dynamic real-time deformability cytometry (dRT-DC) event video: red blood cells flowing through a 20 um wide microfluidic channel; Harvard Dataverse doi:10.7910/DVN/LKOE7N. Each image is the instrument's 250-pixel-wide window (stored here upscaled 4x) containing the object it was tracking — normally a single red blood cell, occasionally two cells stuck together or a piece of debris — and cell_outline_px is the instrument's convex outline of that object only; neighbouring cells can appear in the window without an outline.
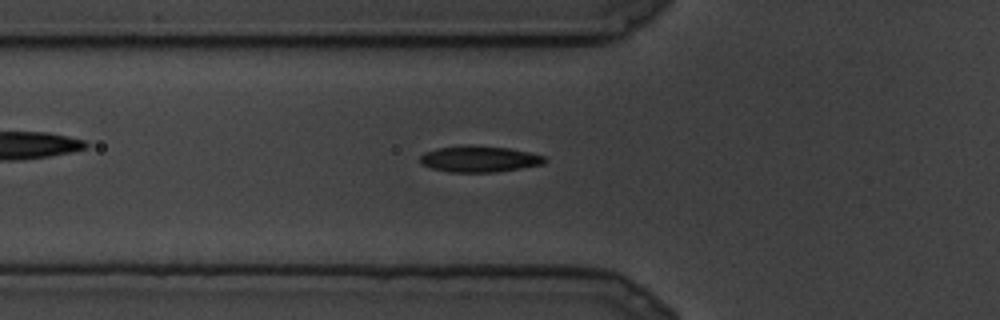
{"species": "common noctule bat (a hibernating species)", "species_latin": "Nyctalus noctula", "temperature_condition": "cold", "stored_images_in_passage": 11, "camera_frame_rate_fps": 3000, "um_per_image_px": 0.085, "animal": {"sex": "male", "body_mass_g": 19.5, "forearm_length_mm": 54.6}, "frame": {"image": 1, "passage_image": 4, "time_ms": 1.0, "image_size_px": [1000, 320], "cell_outline_px": [[548, 160], [540, 164], [520, 168], [492, 172], [448, 172], [432, 168], [420, 164], [420, 156], [424, 152], [436, 148], [468, 144], [508, 148], [528, 152], [544, 156]], "centroid_in_image_um": [40.68, 13.5], "position_along_channel_um": 85.1, "area_um2": 19.02}}
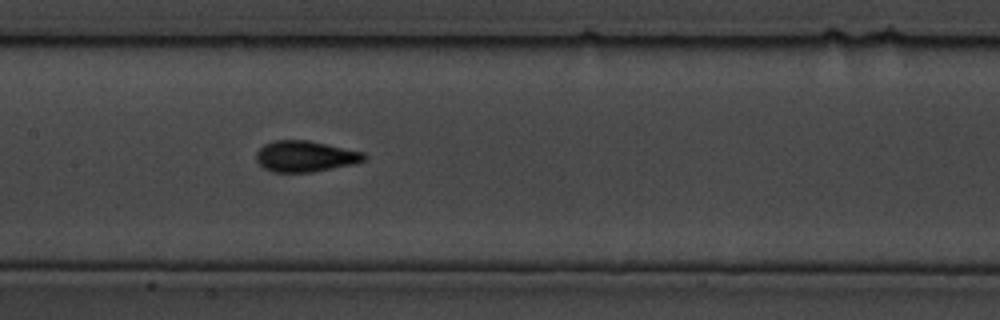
{"frame": {"image": 2, "passage_image": 8, "time_ms": 2.333, "image_size_px": [1000, 320], "cell_outline_px": [[368, 156], [364, 160], [352, 164], [312, 172], [272, 172], [264, 168], [256, 160], [256, 152], [264, 144], [272, 140], [308, 140], [364, 152]], "centroid_in_image_um": [25.92, 13.28], "position_along_channel_um": 181.5, "area_um2": 19.48}}
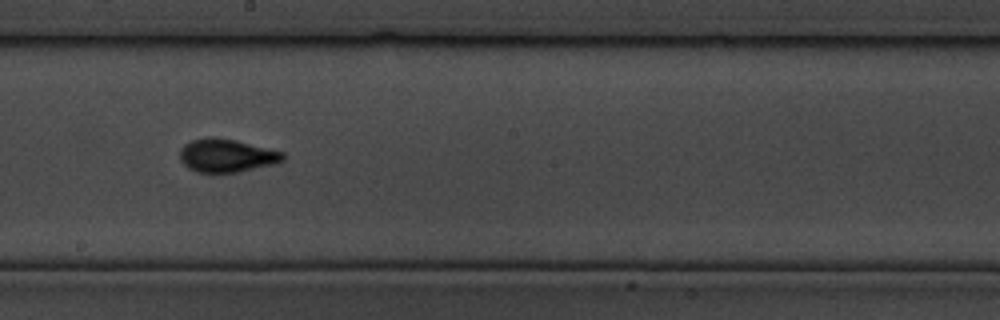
{"frame": {"image": 3, "passage_image": 10, "time_ms": 3.0, "image_size_px": [1000, 320], "cell_outline_px": [[288, 156], [284, 160], [276, 164], [240, 172], [196, 172], [188, 168], [180, 160], [180, 148], [184, 144], [192, 140], [208, 136], [212, 136], [236, 140], [284, 152]], "centroid_in_image_um": [19.29, 13.22], "position_along_channel_um": 228.9, "area_um2": 20.29}}